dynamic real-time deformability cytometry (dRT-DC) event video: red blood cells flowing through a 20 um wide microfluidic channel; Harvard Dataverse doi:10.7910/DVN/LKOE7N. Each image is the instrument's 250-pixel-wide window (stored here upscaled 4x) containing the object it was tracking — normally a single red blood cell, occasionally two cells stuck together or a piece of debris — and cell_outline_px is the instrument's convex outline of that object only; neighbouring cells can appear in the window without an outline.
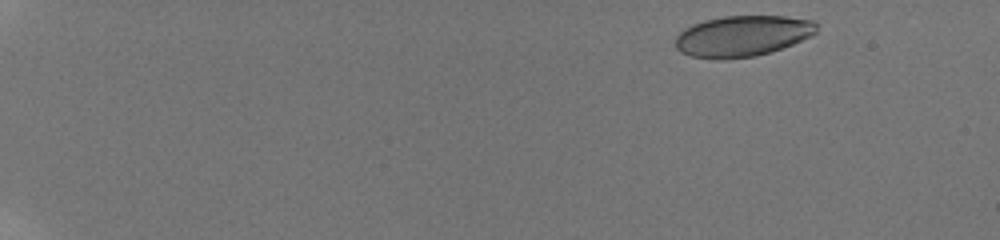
{"species": "human", "species_latin": "Homo sapiens", "temperature_condition": "room temperature", "stored_images_in_passage": 53, "camera_frame_rate_fps": 3000, "um_per_image_px": 0.085, "donor": {"sex": "male"}, "frame": {"image": 1, "passage_image": 3, "time_ms": 0.667, "image_size_px": [1000, 240], "cell_outline_px": [[816, 32], [812, 36], [792, 44], [756, 56], [716, 60], [692, 56], [680, 52], [676, 48], [676, 36], [684, 28], [692, 24], [704, 20], [724, 16], [784, 16], [812, 20], [816, 24]], "centroid_in_image_um": [63.08, 3.06], "position_along_channel_um": 21.9, "area_um2": 33.64}}
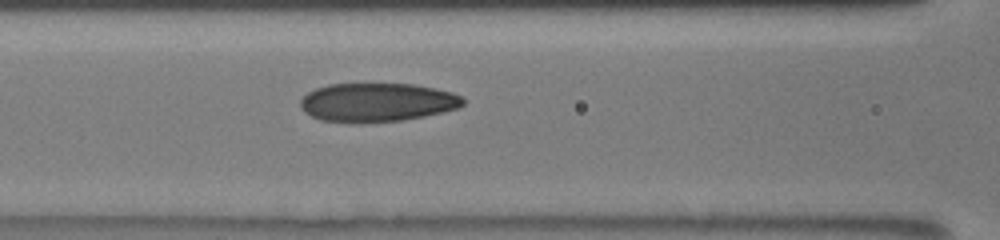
{"frame": {"image": 2, "passage_image": 25, "time_ms": 8.0, "image_size_px": [1000, 240], "cell_outline_px": [[464, 104], [460, 108], [424, 116], [404, 120], [320, 120], [304, 112], [300, 108], [300, 100], [308, 92], [316, 88], [328, 84], [412, 84], [452, 92], [460, 96], [464, 100]], "centroid_in_image_um": [32.07, 8.66], "position_along_channel_um": 134.5, "area_um2": 35.78}}
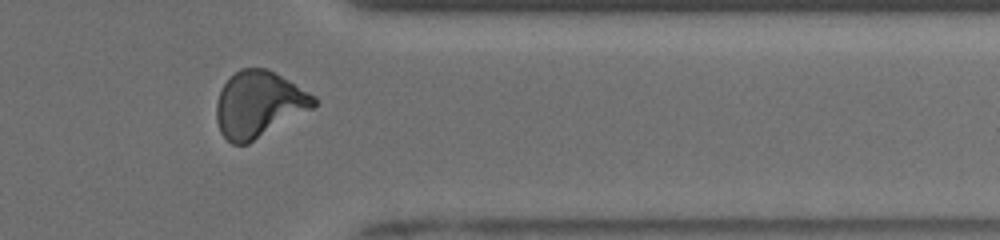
{"frame": {"image": 3, "passage_image": 45, "time_ms": 14.667, "image_size_px": [1000, 240], "cell_outline_px": [[316, 104], [312, 108], [248, 144], [232, 144], [220, 132], [216, 120], [216, 104], [220, 92], [224, 84], [240, 68], [268, 68], [316, 96]], "centroid_in_image_um": [21.98, 8.86], "position_along_channel_um": 389.4, "area_um2": 37.22}, "authors_computed_cell_mechanics": {"area_um2": 36.0672, "velocity_mm_per_s": 3.8665, "shape_relaxation_time_tau1_ms": 8.0682, "shape_relaxation_time_tau2_ms": 1.2773, "deformation_change_tau1": 0.2142, "deformation_change_tau2": 0.0719}}